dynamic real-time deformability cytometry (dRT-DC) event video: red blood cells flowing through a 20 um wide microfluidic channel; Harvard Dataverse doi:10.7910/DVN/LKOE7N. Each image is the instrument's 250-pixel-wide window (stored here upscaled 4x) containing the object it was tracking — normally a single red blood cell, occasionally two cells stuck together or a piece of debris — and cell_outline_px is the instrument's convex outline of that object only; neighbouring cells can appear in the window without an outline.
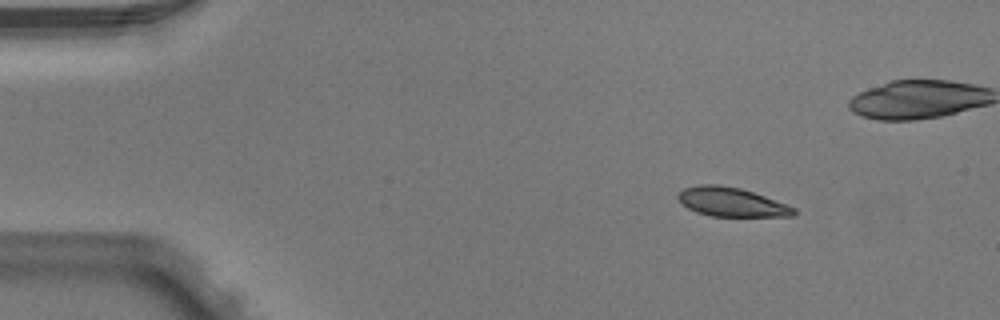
{"species": "Egyptian fruit bat (a non-hibernating species)", "species_latin": "Rousettus aegyptiacus", "temperature_condition": "warm", "stored_images_in_passage": 4, "segment_of_instrument_passage": [1, 2], "camera_frame_rate_fps": 3000, "um_per_image_px": 0.085, "animal": {"sex": "male"}, "frame": {"image": 1, "passage_image": 1, "time_ms": 0.0, "image_size_px": [1000, 320], "cell_outline_px": [[796, 212], [792, 216], [712, 216], [696, 212], [680, 204], [676, 196], [684, 188], [700, 184], [720, 184], [740, 188], [788, 204], [796, 208]], "centroid_in_image_um": [62.15, 17.17], "position_along_channel_um": 22.9, "area_um2": 19.65}}